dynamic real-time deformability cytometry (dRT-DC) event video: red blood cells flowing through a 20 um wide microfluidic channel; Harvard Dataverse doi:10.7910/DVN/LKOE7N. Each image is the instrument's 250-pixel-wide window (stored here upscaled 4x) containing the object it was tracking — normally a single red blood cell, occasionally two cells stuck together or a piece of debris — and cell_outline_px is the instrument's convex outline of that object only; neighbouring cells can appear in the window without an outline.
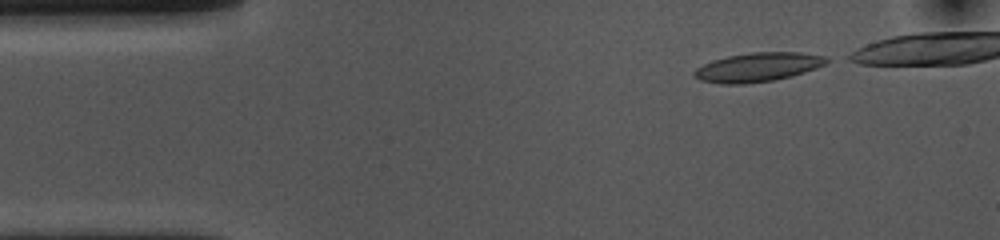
{"species": "common noctule bat (a hibernating species)", "species_latin": "Nyctalus noctula", "temperature_condition": "cold", "stored_images_in_passage": 38, "camera_frame_rate_fps": 3000, "um_per_image_px": 0.085, "animal": {"sex": "female", "body_mass_g": 10.0, "forearm_length_mm": 53.1}, "frame": {"image": 1, "passage_image": 1, "time_ms": 0.0, "image_size_px": [1000, 240], "cell_outline_px": [[832, 60], [816, 68], [792, 76], [776, 80], [744, 84], [724, 84], [700, 80], [692, 76], [692, 72], [696, 68], [712, 60], [728, 56], [752, 52], [800, 52], [828, 56]], "centroid_in_image_um": [64.43, 5.71], "position_along_channel_um": 20.6, "area_um2": 22.6}}
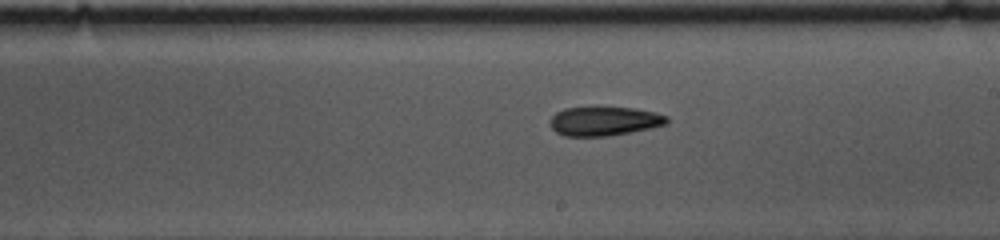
{"frame": {"image": 2, "passage_image": 24, "time_ms": 7.667, "image_size_px": [1000, 240], "cell_outline_px": [[668, 124], [652, 128], [608, 136], [564, 136], [556, 132], [548, 124], [548, 120], [556, 112], [564, 108], [636, 108], [656, 112], [668, 116]], "centroid_in_image_um": [51.36, 10.3], "position_along_channel_um": 237.6, "area_um2": 19.88}}
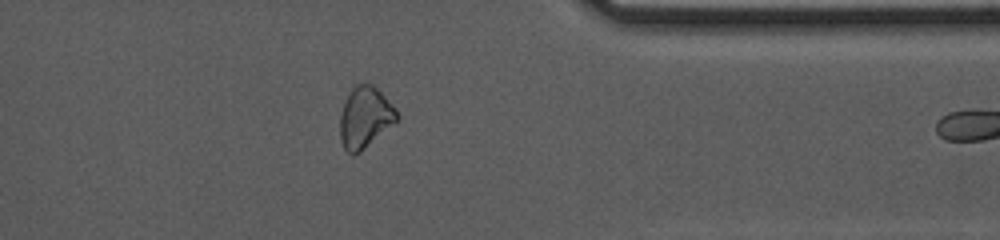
{"frame": {"image": 3, "passage_image": 37, "time_ms": 12.0, "image_size_px": [1000, 240], "cell_outline_px": [[400, 120], [396, 124], [360, 152], [352, 156], [344, 148], [340, 140], [340, 116], [344, 104], [352, 88], [356, 84], [372, 84], [396, 108], [400, 116]], "centroid_in_image_um": [31.07, 10.02], "position_along_channel_um": 380.3, "area_um2": 20.46}}